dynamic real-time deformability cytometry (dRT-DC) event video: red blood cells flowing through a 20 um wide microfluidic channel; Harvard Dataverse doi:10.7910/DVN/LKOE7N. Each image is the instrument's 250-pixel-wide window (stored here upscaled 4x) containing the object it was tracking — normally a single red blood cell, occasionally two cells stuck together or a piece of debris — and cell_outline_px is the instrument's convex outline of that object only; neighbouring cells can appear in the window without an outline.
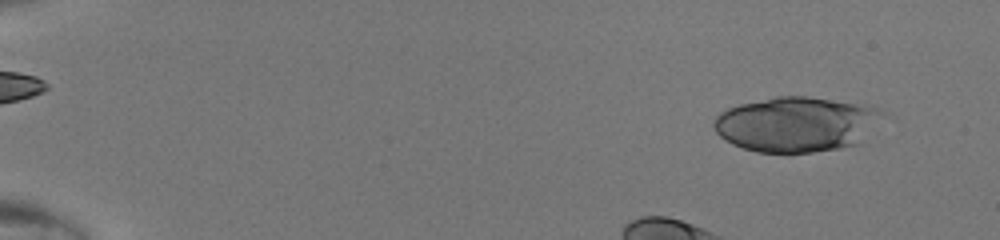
{"species": "human", "species_latin": "Homo sapiens", "temperature_condition": "room temperature", "stored_images_in_passage": 40, "camera_frame_rate_fps": 3000, "um_per_image_px": 0.085, "donor": {"sex": "male"}, "frame": {"image": 1, "passage_image": 4, "time_ms": 1.0, "image_size_px": [1000, 240], "cell_outline_px": [[888, 116], [860, 144], [840, 148], [812, 152], [756, 152], [732, 144], [724, 140], [716, 132], [712, 124], [712, 120], [720, 112], [728, 108], [740, 104], [776, 96], [808, 96], [872, 104], [884, 112]], "centroid_in_image_um": [67.79, 10.54], "position_along_channel_um": 17.2, "area_um2": 55.31}}
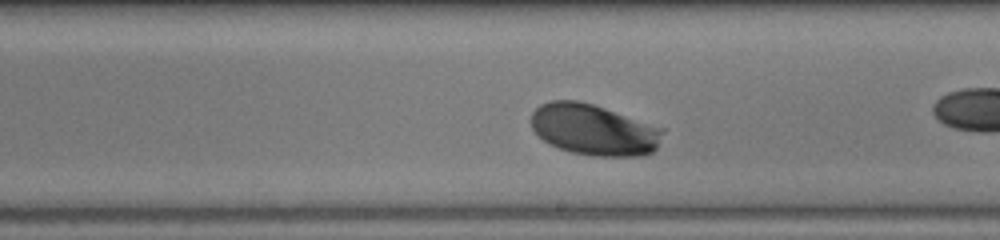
{"frame": {"image": 2, "passage_image": 27, "time_ms": 8.667, "image_size_px": [1000, 240], "cell_outline_px": [[664, 132], [656, 148], [652, 152], [644, 156], [592, 156], [572, 152], [548, 144], [532, 128], [532, 112], [540, 104], [552, 100], [580, 100], [664, 128]], "centroid_in_image_um": [50.48, 11.03], "position_along_channel_um": 238.5, "area_um2": 39.07}}
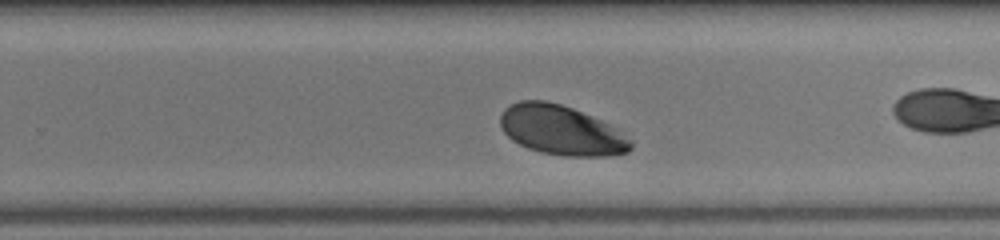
{"frame": {"image": 3, "passage_image": 30, "time_ms": 9.667, "image_size_px": [1000, 240], "cell_outline_px": [[632, 148], [628, 152], [608, 156], [564, 156], [540, 152], [528, 148], [512, 140], [504, 132], [500, 124], [500, 116], [504, 108], [520, 100], [544, 100], [560, 104], [572, 108], [600, 120], [616, 128], [632, 140]], "centroid_in_image_um": [47.71, 11.08], "position_along_channel_um": 282.1, "area_um2": 37.63}}